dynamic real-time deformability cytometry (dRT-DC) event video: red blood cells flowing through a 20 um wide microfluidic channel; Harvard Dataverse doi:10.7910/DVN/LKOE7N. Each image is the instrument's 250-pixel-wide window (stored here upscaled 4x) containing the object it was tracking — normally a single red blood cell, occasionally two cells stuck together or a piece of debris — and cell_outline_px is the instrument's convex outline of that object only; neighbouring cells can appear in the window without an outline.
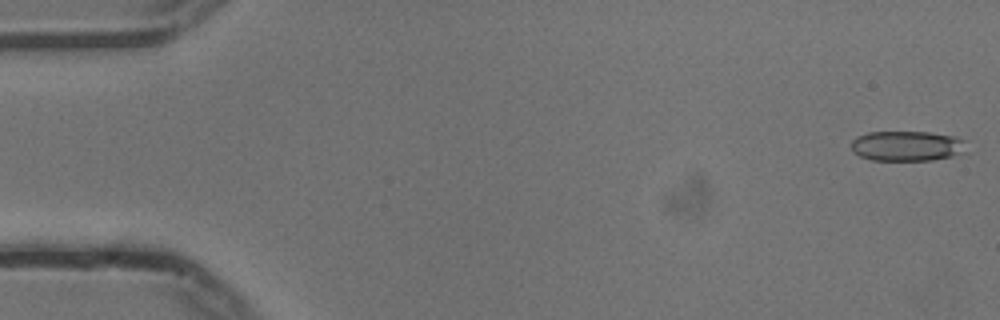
{"species": "common noctule bat (a hibernating species)", "species_latin": "Nyctalus noctula", "temperature_condition": "cold", "stored_images_in_passage": 54, "camera_frame_rate_fps": 3000, "um_per_image_px": 0.085, "animal": {"sex": "male", "body_mass_g": 13.3}, "frame": {"image": 1, "passage_image": 1, "time_ms": 0.0, "image_size_px": [1000, 320], "cell_outline_px": [[968, 152], [952, 156], [932, 160], [872, 160], [860, 156], [852, 152], [852, 140], [856, 136], [868, 132], [928, 132], [956, 136], [964, 140]], "centroid_in_image_um": [77.12, 12.4], "position_along_channel_um": 7.9, "area_um2": 20.46}}
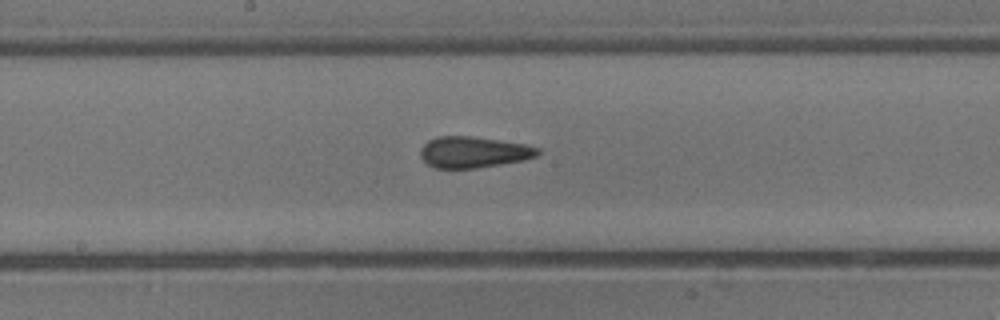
{"frame": {"image": 2, "passage_image": 28, "time_ms": 9.0, "image_size_px": [1000, 320], "cell_outline_px": [[540, 152], [536, 156], [524, 160], [476, 168], [436, 168], [428, 164], [420, 156], [420, 148], [428, 140], [436, 136], [472, 136], [528, 144], [540, 148]], "centroid_in_image_um": [40.26, 12.92], "position_along_channel_um": 207.9, "area_um2": 21.44}}
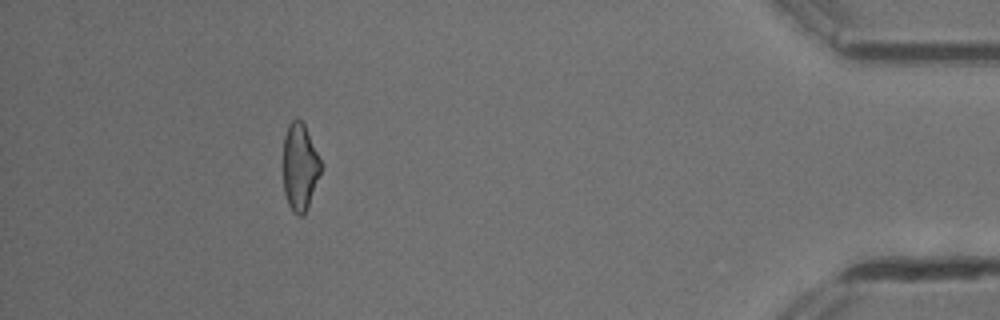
{"frame": {"image": 3, "passage_image": 49, "time_ms": 16.0, "image_size_px": [1000, 320], "cell_outline_px": [[320, 172], [304, 216], [300, 216], [292, 212], [288, 204], [284, 192], [284, 136], [288, 124], [292, 120], [300, 120], [304, 124], [320, 160]], "centroid_in_image_um": [25.46, 14.21], "position_along_channel_um": 409.7, "area_um2": 18.61}, "authors_computed_cell_mechanics": {"area_um2": 21.0681, "velocity_mm_per_s": 3.7585, "shape_relaxation_time_tau1_ms": 9.0818, "shape_relaxation_time_tau2_ms": 2.1965, "deformation_change_tau1": 0.1748, "deformation_change_tau2": 0.0999}}